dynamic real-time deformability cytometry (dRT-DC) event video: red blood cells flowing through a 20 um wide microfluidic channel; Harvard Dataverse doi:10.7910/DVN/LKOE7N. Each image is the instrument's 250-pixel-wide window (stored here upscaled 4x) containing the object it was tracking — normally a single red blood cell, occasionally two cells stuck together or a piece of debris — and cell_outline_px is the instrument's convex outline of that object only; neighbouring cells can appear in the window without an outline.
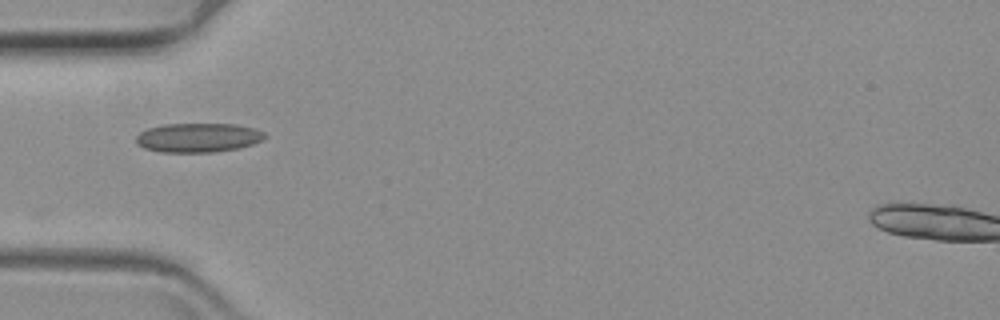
{"species": "common noctule bat (a hibernating species)", "species_latin": "Nyctalus noctula", "temperature_condition": "warm", "stored_images_in_passage": 32, "camera_frame_rate_fps": 3000, "um_per_image_px": 0.085, "animal": {"sex": "female", "body_mass_g": 19.3, "forearm_length_mm": 54.1}, "frame": {"image": 1, "passage_image": 1, "time_ms": 0.0, "image_size_px": [1000, 320], "cell_outline_px": [[268, 136], [264, 140], [240, 148], [212, 152], [160, 152], [144, 148], [136, 144], [136, 136], [140, 132], [148, 128], [164, 124], [236, 124], [256, 128], [264, 132]], "centroid_in_image_um": [16.87, 11.7], "position_along_channel_um": 68.1, "area_um2": 22.14}}
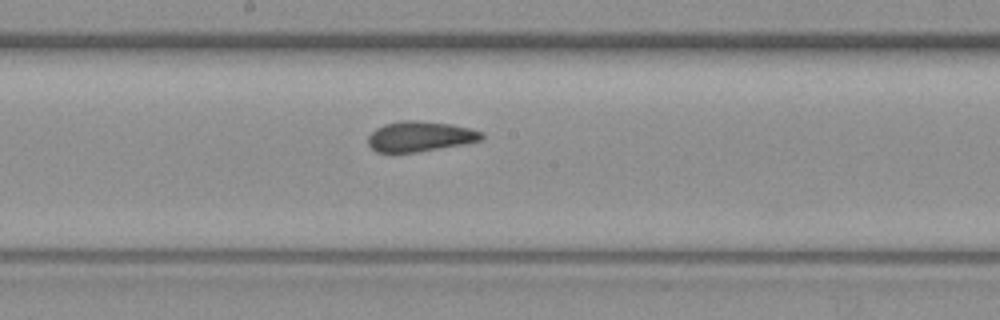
{"frame": {"image": 2, "passage_image": 14, "time_ms": 4.333, "image_size_px": [1000, 320], "cell_outline_px": [[484, 140], [464, 144], [416, 152], [376, 152], [368, 144], [368, 136], [376, 128], [384, 124], [400, 120], [420, 120], [452, 124], [484, 132]], "centroid_in_image_um": [35.72, 11.58], "position_along_channel_um": 212.5, "area_um2": 20.17}}
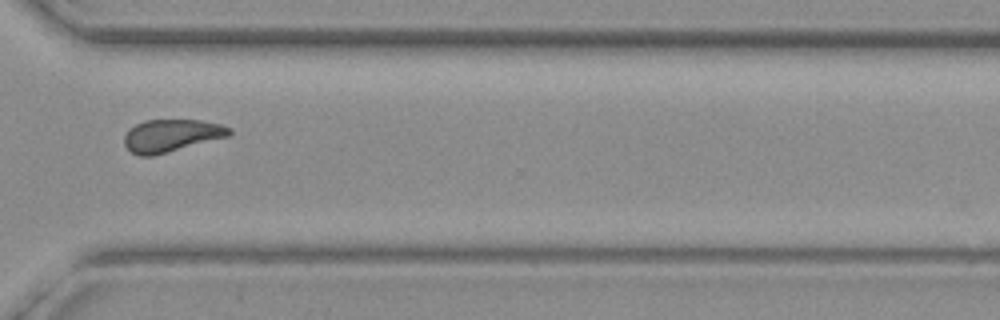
{"frame": {"image": 3, "passage_image": 27, "time_ms": 8.667, "image_size_px": [1000, 320], "cell_outline_px": [[232, 132], [228, 136], [168, 152], [152, 156], [140, 156], [132, 152], [124, 144], [124, 136], [136, 124], [144, 120], [200, 120], [220, 124], [232, 128]], "centroid_in_image_um": [14.58, 11.52], "position_along_channel_um": 356.0, "area_um2": 19.65}}